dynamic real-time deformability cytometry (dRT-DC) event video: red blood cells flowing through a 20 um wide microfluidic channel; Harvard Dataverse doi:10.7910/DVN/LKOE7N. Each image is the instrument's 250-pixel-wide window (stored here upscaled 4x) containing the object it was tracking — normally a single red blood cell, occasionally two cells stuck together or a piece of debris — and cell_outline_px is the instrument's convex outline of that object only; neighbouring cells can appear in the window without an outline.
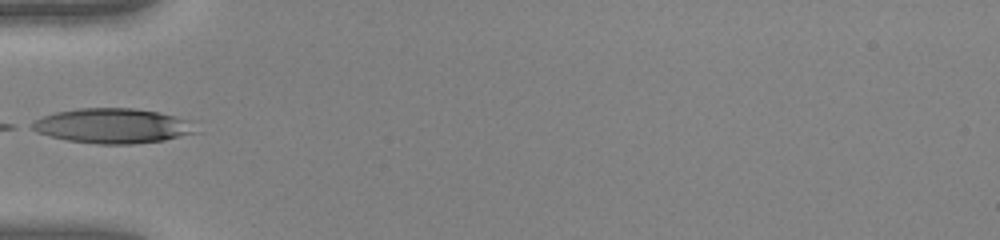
{"species": "human", "species_latin": "Homo sapiens", "temperature_condition": "warm", "stored_images_in_passage": 30, "camera_frame_rate_fps": 3000, "um_per_image_px": 0.085, "donor": {"sex": "female"}, "frame": {"image": 1, "passage_image": 1, "time_ms": 0.0, "image_size_px": [1000, 240], "cell_outline_px": [[200, 132], [164, 140], [132, 144], [96, 144], [68, 140], [36, 132], [28, 128], [24, 124], [40, 116], [56, 112], [80, 108], [132, 108], [156, 112], [200, 120]], "centroid_in_image_um": [9.65, 10.69], "position_along_channel_um": 75.3, "area_um2": 34.33}}
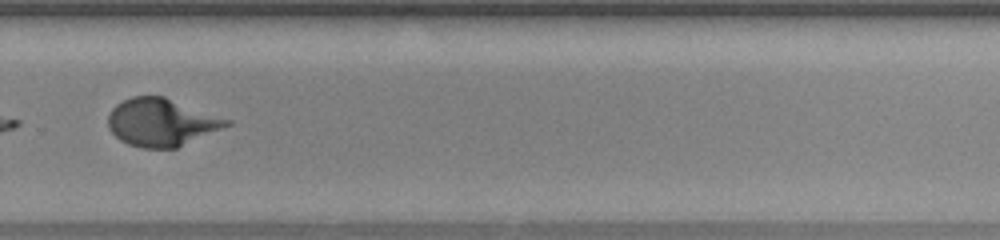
{"frame": {"image": 2, "passage_image": 18, "time_ms": 5.667, "image_size_px": [1000, 240], "cell_outline_px": [[232, 124], [176, 148], [140, 148], [128, 144], [120, 140], [108, 128], [108, 116], [112, 108], [116, 104], [132, 96], [164, 96], [232, 120]], "centroid_in_image_um": [13.72, 10.39], "position_along_channel_um": 316.1, "area_um2": 32.89}}